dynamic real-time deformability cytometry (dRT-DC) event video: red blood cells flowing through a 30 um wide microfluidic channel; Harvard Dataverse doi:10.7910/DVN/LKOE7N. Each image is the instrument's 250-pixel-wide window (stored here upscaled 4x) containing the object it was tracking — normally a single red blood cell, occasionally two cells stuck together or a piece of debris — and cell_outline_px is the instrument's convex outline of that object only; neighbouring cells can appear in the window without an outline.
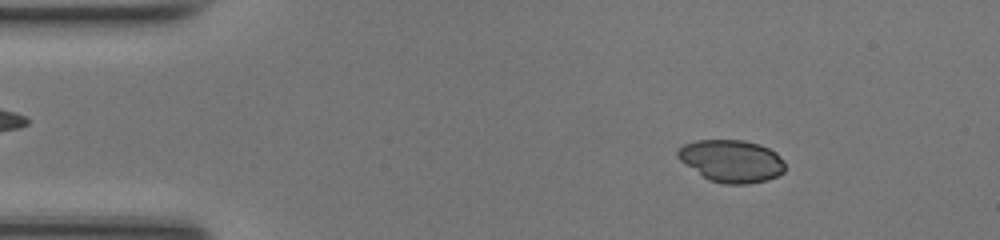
{"species": "common noctule bat (a hibernating species)", "species_latin": "Nyctalus noctula", "temperature_condition": "room temperature", "stored_images_in_passage": 49, "camera_frame_rate_fps": 3000, "um_per_image_px": 0.085, "animal": {"sex": "female", "body_mass_g": 17.0, "forearm_length_mm": 48.0}, "frame": {"image": 1, "passage_image": 7, "time_ms": 2.0, "image_size_px": [1000, 240], "cell_outline_px": [[784, 172], [768, 180], [748, 184], [724, 184], [708, 180], [680, 160], [676, 156], [676, 152], [684, 144], [696, 140], [744, 140], [760, 144], [776, 152], [784, 160]], "centroid_in_image_um": [62.19, 13.68], "position_along_channel_um": 22.8, "area_um2": 26.59}}
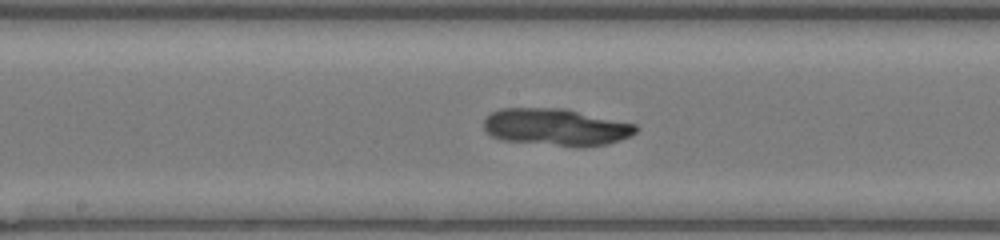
{"frame": {"image": 2, "passage_image": 25, "time_ms": 8.0, "image_size_px": [1000, 240], "cell_outline_px": [[640, 128], [632, 136], [608, 144], [584, 148], [576, 148], [500, 140], [492, 136], [484, 128], [484, 116], [500, 108], [564, 108], [636, 124]], "centroid_in_image_um": [47.28, 10.82], "position_along_channel_um": 200.9, "area_um2": 33.58}}
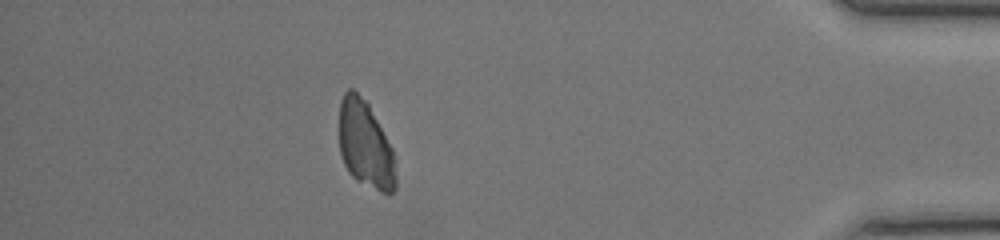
{"frame": {"image": 3, "passage_image": 43, "time_ms": 14.0, "image_size_px": [1000, 240], "cell_outline_px": [[396, 188], [392, 192], [380, 192], [356, 180], [348, 172], [340, 156], [340, 100], [344, 92], [348, 88], [352, 88], [368, 104], [392, 148], [396, 156]], "centroid_in_image_um": [31.06, 12.32], "position_along_channel_um": 404.1, "area_um2": 28.78}}